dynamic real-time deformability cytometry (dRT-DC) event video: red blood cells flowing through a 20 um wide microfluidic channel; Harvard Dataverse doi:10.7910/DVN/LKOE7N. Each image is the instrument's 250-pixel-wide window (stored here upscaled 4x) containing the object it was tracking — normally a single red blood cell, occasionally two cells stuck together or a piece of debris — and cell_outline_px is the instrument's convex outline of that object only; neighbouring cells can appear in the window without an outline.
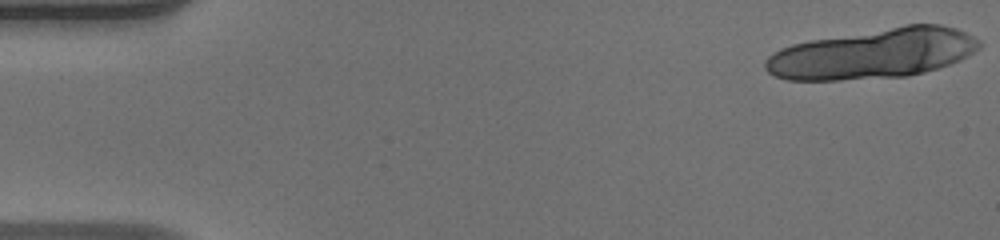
{"species": "human", "species_latin": "Homo sapiens", "temperature_condition": "warm", "stored_images_in_passage": 17, "camera_frame_rate_fps": 3000, "um_per_image_px": 0.085, "donor": {"sex": "male"}, "frame": {"image": 1, "passage_image": 1, "time_ms": 0.0, "image_size_px": [1000, 240], "cell_outline_px": [[984, 44], [980, 48], [960, 60], [924, 72], [908, 76], [840, 80], [788, 80], [776, 76], [768, 72], [764, 68], [764, 60], [768, 56], [780, 48], [792, 44], [812, 40], [904, 24], [940, 24], [956, 28], [980, 40]], "centroid_in_image_um": [74.22, 4.55], "position_along_channel_um": 10.8, "area_um2": 62.42}}